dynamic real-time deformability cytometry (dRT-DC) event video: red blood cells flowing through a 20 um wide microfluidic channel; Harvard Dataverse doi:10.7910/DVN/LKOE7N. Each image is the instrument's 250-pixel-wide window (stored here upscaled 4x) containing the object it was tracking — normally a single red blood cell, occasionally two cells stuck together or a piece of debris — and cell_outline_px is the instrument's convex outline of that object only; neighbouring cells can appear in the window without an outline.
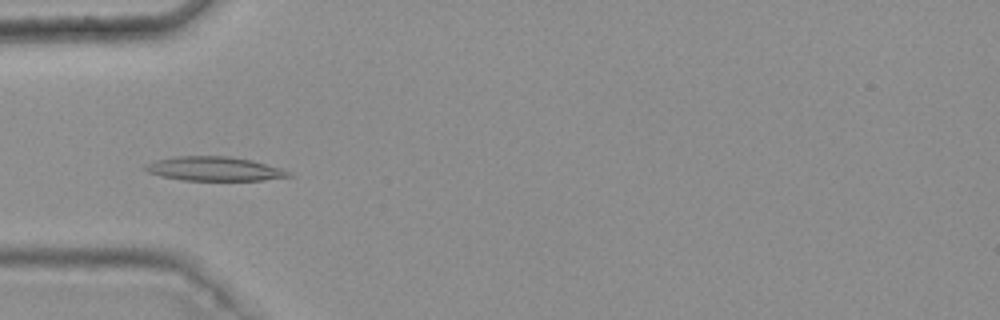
{"species": "common noctule bat (a hibernating species)", "species_latin": "Nyctalus noctula", "temperature_condition": "warm", "stored_images_in_passage": 45, "camera_frame_rate_fps": 3000, "um_per_image_px": 0.085, "animal": {"sex": "female", "body_mass_g": 25.1}, "frame": {"image": 1, "passage_image": 16, "time_ms": 5.0, "image_size_px": [1000, 320], "cell_outline_px": [[296, 176], [264, 180], [180, 180], [160, 176], [148, 172], [140, 168], [144, 164], [156, 160], [176, 156], [228, 156], [252, 160], [280, 168], [292, 172]], "centroid_in_image_um": [18.2, 14.35], "position_along_channel_um": 66.8, "area_um2": 20.4}}
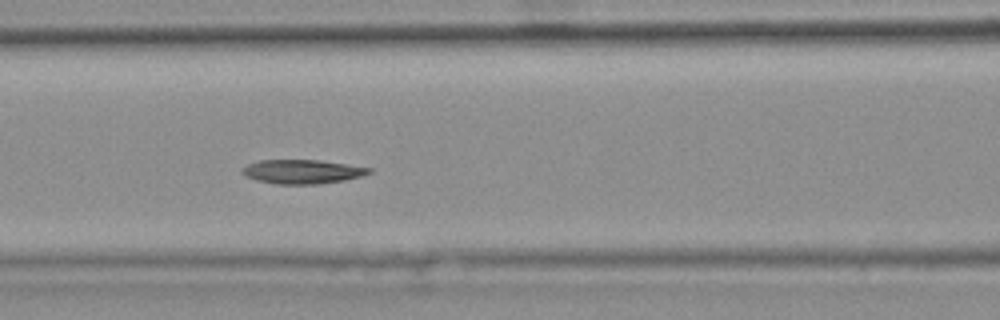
{"frame": {"image": 2, "passage_image": 22, "time_ms": 7.0, "image_size_px": [1000, 320], "cell_outline_px": [[372, 172], [360, 176], [344, 180], [320, 184], [276, 184], [256, 180], [244, 176], [240, 172], [240, 168], [248, 164], [260, 160], [320, 160], [372, 168]], "centroid_in_image_um": [25.64, 14.59], "position_along_channel_um": 141.0, "area_um2": 17.86}}
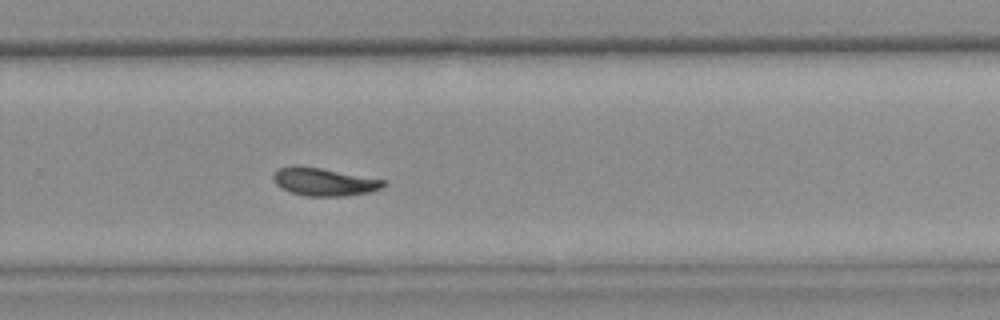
{"frame": {"image": 3, "passage_image": 35, "time_ms": 11.333, "image_size_px": [1000, 320], "cell_outline_px": [[388, 184], [372, 192], [344, 196], [304, 196], [280, 188], [276, 184], [272, 176], [280, 168], [296, 164], [320, 168], [384, 180]], "centroid_in_image_um": [27.53, 15.46], "position_along_channel_um": 302.3, "area_um2": 17.86}, "authors_computed_cell_mechanics": {"area_um2": 18.3804, "velocity_mm_per_s": 3.7388, "shape_relaxation_time_tau1_ms": 10.8197, "shape_relaxation_time_tau2_ms": 5.6578, "deformation_change_tau1": 0.2275, "deformation_change_tau2": 0.0944}}